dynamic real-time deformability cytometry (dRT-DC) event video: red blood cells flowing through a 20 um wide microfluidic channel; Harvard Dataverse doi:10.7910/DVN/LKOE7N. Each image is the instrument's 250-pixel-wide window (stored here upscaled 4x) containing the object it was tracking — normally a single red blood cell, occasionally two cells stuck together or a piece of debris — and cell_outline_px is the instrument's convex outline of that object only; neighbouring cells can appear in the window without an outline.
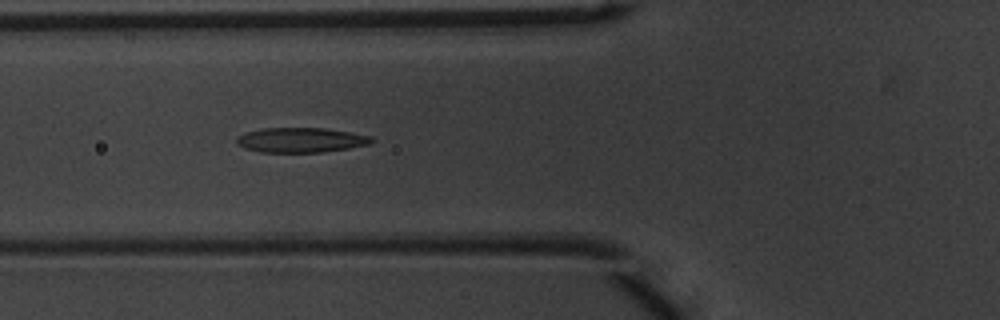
{"species": "common noctule bat (a hibernating species)", "species_latin": "Nyctalus noctula", "temperature_condition": "warm", "stored_images_in_passage": 51, "camera_frame_rate_fps": 3000, "um_per_image_px": 0.085, "animal": {"sex": "male", "body_mass_g": 20.1, "forearm_length_mm": 53.5}, "frame": {"image": 1, "passage_image": 19, "time_ms": 6.0, "image_size_px": [1000, 320], "cell_outline_px": [[372, 140], [368, 144], [348, 148], [324, 152], [260, 152], [244, 148], [236, 144], [236, 136], [248, 132], [264, 128], [324, 128], [372, 136]], "centroid_in_image_um": [25.52, 11.9], "position_along_channel_um": 100.3, "area_um2": 19.36}}
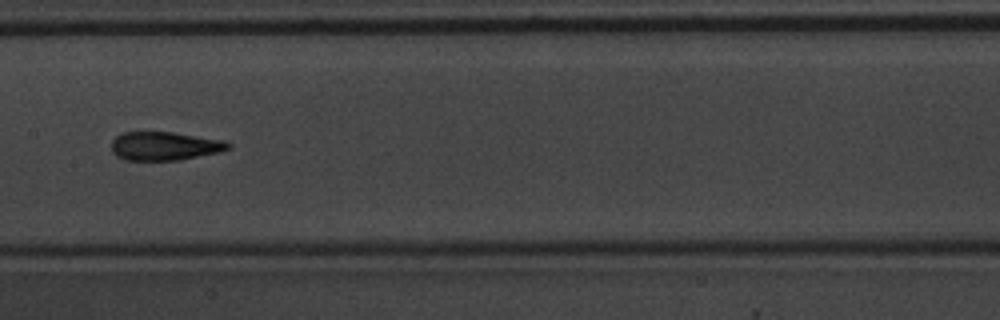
{"frame": {"image": 2, "passage_image": 26, "time_ms": 8.333, "image_size_px": [1000, 320], "cell_outline_px": [[232, 148], [220, 152], [180, 160], [124, 160], [116, 156], [112, 152], [112, 140], [116, 136], [124, 132], [172, 132], [228, 140], [232, 144]], "centroid_in_image_um": [14.05, 12.41], "position_along_channel_um": 193.3, "area_um2": 19.77}}
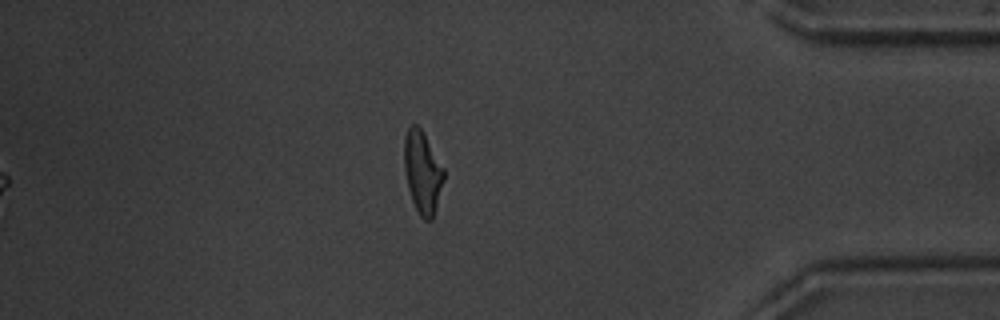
{"frame": {"image": 3, "passage_image": 44, "time_ms": 14.333, "image_size_px": [1000, 320], "cell_outline_px": [[444, 180], [432, 220], [424, 220], [420, 216], [412, 200], [408, 188], [404, 172], [404, 136], [408, 128], [412, 124], [416, 124], [424, 132], [444, 168]], "centroid_in_image_um": [35.9, 14.61], "position_along_channel_um": 399.3, "area_um2": 19.07}, "authors_computed_cell_mechanics": {"area_um2": 19.4208, "velocity_mm_per_s": 3.9669, "shape_relaxation_time_tau1_ms": 4.5523, "shape_relaxation_time_tau2_ms": 1.3761, "deformation_change_tau1": 0.1911, "deformation_change_tau2": 0.1003}}